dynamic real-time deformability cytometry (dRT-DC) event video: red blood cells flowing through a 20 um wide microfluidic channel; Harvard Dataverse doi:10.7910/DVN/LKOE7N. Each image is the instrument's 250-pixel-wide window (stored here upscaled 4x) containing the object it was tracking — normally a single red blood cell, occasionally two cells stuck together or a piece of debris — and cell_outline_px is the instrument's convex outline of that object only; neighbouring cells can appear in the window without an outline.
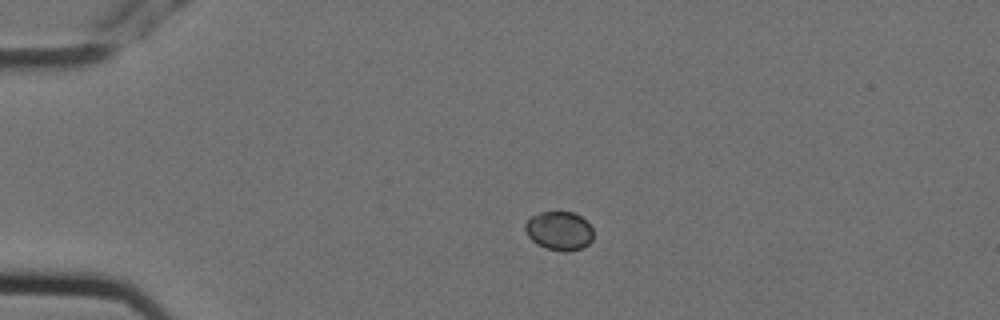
{"species": "Egyptian fruit bat (a non-hibernating species)", "species_latin": "Rousettus aegyptiacus", "temperature_condition": "cold", "stored_images_in_passage": 3, "camera_frame_rate_fps": 3000, "um_per_image_px": 0.085, "animal": {"sex": "female"}, "frame": {"image": 1, "passage_image": 1, "time_ms": 0.0, "image_size_px": [1000, 320], "cell_outline_px": [[592, 240], [588, 244], [580, 248], [568, 252], [564, 252], [544, 248], [536, 244], [528, 236], [524, 228], [524, 224], [532, 216], [540, 212], [572, 212], [580, 216], [592, 228]], "centroid_in_image_um": [47.5, 19.63], "position_along_channel_um": 37.5, "area_um2": 15.37}}